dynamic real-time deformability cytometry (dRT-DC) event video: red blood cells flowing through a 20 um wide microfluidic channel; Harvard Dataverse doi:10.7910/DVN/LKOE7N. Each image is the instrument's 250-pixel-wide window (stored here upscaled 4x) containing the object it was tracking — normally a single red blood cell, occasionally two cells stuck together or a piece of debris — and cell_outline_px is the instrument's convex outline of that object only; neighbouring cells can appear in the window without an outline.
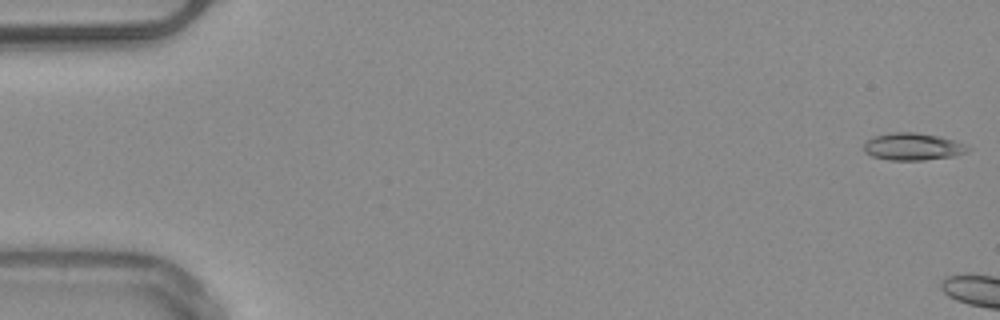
{"species": "common noctule bat (a hibernating species)", "species_latin": "Nyctalus noctula", "temperature_condition": "warm", "stored_images_in_passage": 5, "camera_frame_rate_fps": 3000, "um_per_image_px": 0.085, "animal": {"sex": "male", "body_mass_g": 20.4}, "frame": {"image": 1, "passage_image": 1, "time_ms": 0.0, "image_size_px": [1000, 320], "cell_outline_px": [[972, 148], [968, 152], [956, 156], [924, 160], [888, 160], [872, 156], [864, 152], [864, 140], [872, 136], [892, 132], [916, 132], [940, 136], [964, 144]], "centroid_in_image_um": [77.57, 12.46], "position_along_channel_um": 7.4, "area_um2": 16.82}}